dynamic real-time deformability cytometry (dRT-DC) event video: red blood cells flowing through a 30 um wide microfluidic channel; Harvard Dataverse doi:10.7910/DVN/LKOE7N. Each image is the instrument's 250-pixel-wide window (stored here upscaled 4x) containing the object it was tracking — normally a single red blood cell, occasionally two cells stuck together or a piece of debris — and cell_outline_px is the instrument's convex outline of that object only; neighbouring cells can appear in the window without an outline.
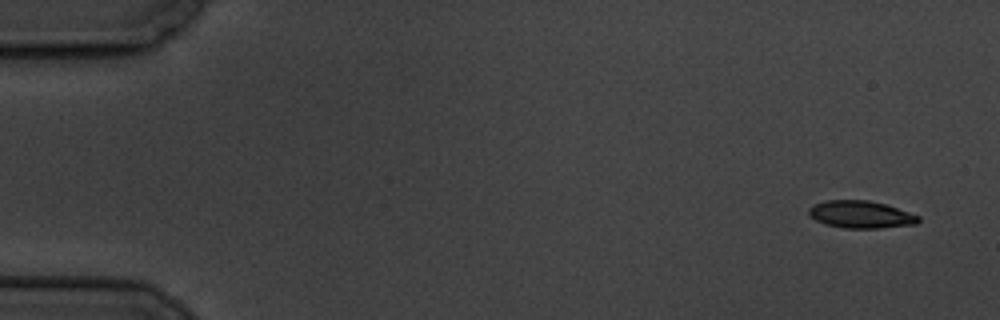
{"species": "common noctule bat (a hibernating species)", "species_latin": "Nyctalus noctula", "temperature_condition": "cold", "stored_images_in_passage": 5, "camera_frame_rate_fps": 3000, "um_per_image_px": 0.085, "animal": {"sex": "male", "body_mass_g": 19.5, "forearm_length_mm": 54.6}, "frame": {"image": 1, "passage_image": 1, "time_ms": 0.0, "image_size_px": [1000, 320], "cell_outline_px": [[920, 220], [916, 224], [880, 228], [844, 228], [824, 224], [816, 220], [808, 212], [808, 208], [824, 200], [868, 200], [884, 204], [920, 216]], "centroid_in_image_um": [73.16, 18.23], "position_along_channel_um": 11.8, "area_um2": 17.34}}
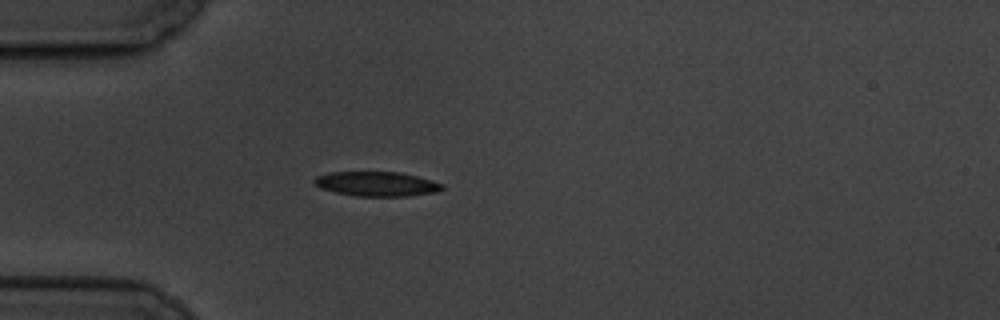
{"frame": {"image": 2, "passage_image": 5, "time_ms": 4.667, "image_size_px": [1000, 320], "cell_outline_px": [[444, 188], [436, 192], [408, 196], [356, 196], [336, 192], [320, 188], [312, 180], [316, 176], [328, 172], [400, 172], [416, 176], [444, 184]], "centroid_in_image_um": [32.01, 15.63], "position_along_channel_um": 53.0, "area_um2": 18.26}}